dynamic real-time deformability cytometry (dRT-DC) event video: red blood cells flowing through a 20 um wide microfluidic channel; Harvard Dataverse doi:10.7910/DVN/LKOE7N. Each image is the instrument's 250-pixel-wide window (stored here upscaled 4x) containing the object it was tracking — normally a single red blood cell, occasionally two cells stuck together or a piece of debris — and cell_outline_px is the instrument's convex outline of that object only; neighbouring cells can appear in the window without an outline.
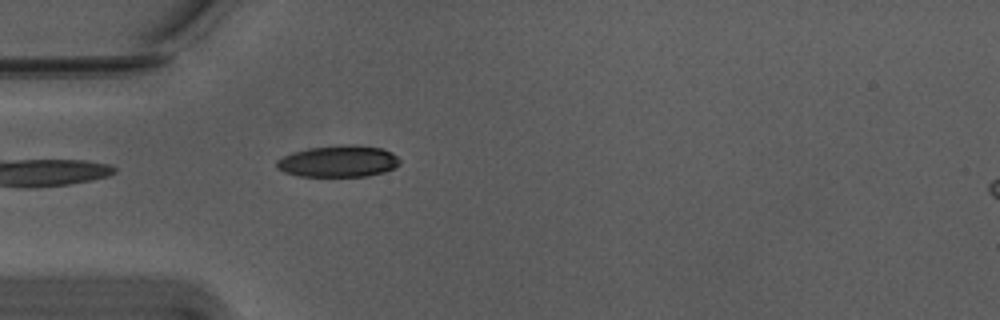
{"species": "Egyptian fruit bat (a non-hibernating species)", "species_latin": "Rousettus aegyptiacus", "temperature_condition": "warm", "stored_images_in_passage": 41, "camera_frame_rate_fps": 3000, "um_per_image_px": 0.085, "animal": {"sex": "male"}, "frame": {"image": 1, "passage_image": 2, "time_ms": 0.333, "image_size_px": [1000, 320], "cell_outline_px": [[400, 164], [384, 172], [368, 176], [300, 176], [284, 172], [276, 168], [276, 160], [284, 156], [308, 148], [340, 144], [356, 144], [380, 148], [392, 152], [400, 160]], "centroid_in_image_um": [28.77, 13.7], "position_along_channel_um": 56.2, "area_um2": 22.72}}
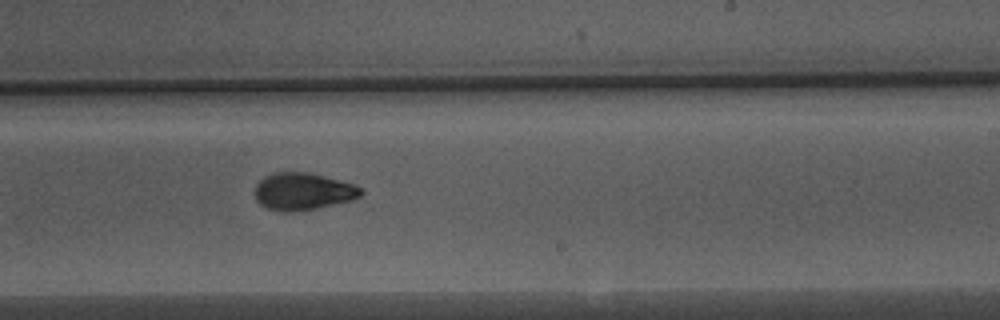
{"frame": {"image": 2, "passage_image": 19, "time_ms": 6.0, "image_size_px": [1000, 320], "cell_outline_px": [[364, 192], [360, 196], [352, 200], [316, 208], [268, 208], [260, 204], [256, 200], [256, 184], [264, 176], [272, 172], [308, 172], [324, 176], [352, 184], [360, 188]], "centroid_in_image_um": [25.76, 16.21], "position_along_channel_um": 263.2, "area_um2": 22.02}}
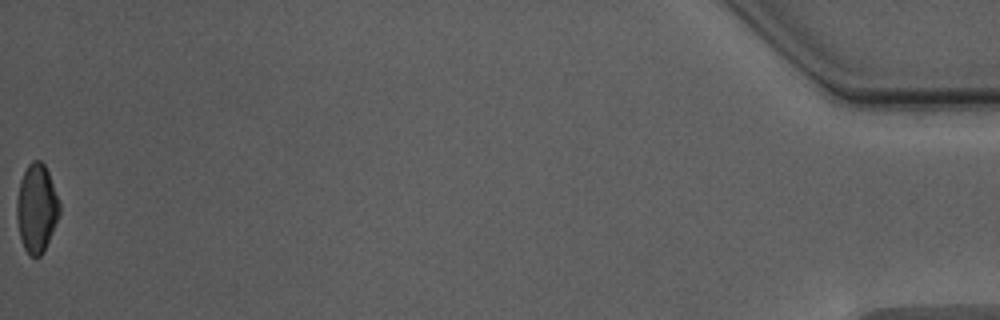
{"frame": {"image": 3, "passage_image": 41, "time_ms": 13.333, "image_size_px": [1000, 320], "cell_outline_px": [[60, 212], [44, 252], [40, 256], [28, 256], [20, 240], [16, 216], [16, 200], [20, 180], [28, 164], [32, 160], [40, 160], [44, 164], [48, 172], [60, 200]], "centroid_in_image_um": [3.1, 17.71], "position_along_channel_um": 432.1, "area_um2": 22.25}, "authors_computed_cell_mechanics": {"area_um2": 22.4264, "velocity_mm_per_s": 3.7514, "shape_relaxation_time_tau1_ms": 4.6691, "shape_relaxation_time_tau2_ms": 2.0111, "deformation_change_tau1": 0.1644, "deformation_change_tau2": 0.0741}}